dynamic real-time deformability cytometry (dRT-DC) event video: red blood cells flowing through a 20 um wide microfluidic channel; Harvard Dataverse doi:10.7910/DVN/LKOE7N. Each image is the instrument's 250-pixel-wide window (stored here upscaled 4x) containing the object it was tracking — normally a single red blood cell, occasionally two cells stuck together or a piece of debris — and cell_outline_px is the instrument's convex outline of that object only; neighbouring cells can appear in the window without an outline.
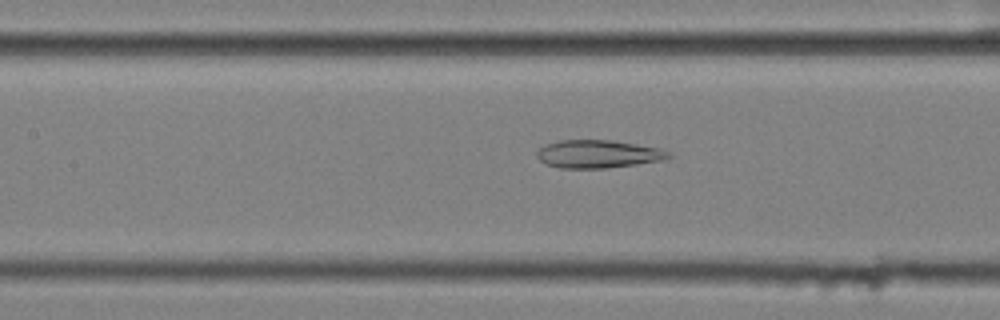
{"species": "common noctule bat (a hibernating species)", "species_latin": "Nyctalus noctula", "temperature_condition": "cold", "stored_images_in_passage": 57, "camera_frame_rate_fps": 3000, "um_per_image_px": 0.085, "animal": {"sex": "female", "body_mass_g": 25.1}, "frame": {"image": 1, "passage_image": 26, "time_ms": 8.333, "image_size_px": [1000, 320], "cell_outline_px": [[672, 156], [664, 160], [636, 164], [604, 168], [560, 168], [544, 164], [536, 156], [536, 152], [544, 144], [560, 140], [612, 140], [636, 144], [656, 148], [668, 152]], "centroid_in_image_um": [50.77, 13.09], "position_along_channel_um": 156.6, "area_um2": 21.39}}
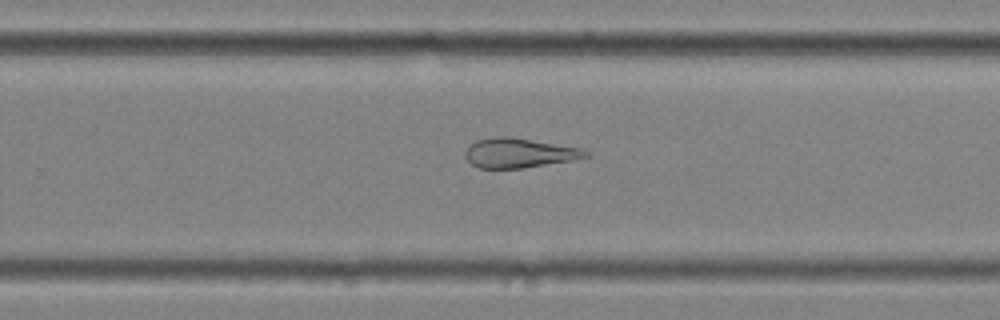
{"frame": {"image": 2, "passage_image": 37, "time_ms": 12.0, "image_size_px": [1000, 320], "cell_outline_px": [[592, 156], [572, 160], [524, 168], [480, 168], [472, 164], [464, 156], [464, 152], [468, 144], [476, 140], [496, 136], [508, 136], [580, 148], [592, 152]], "centroid_in_image_um": [44.12, 13.0], "position_along_channel_um": 285.7, "area_um2": 20.87}}
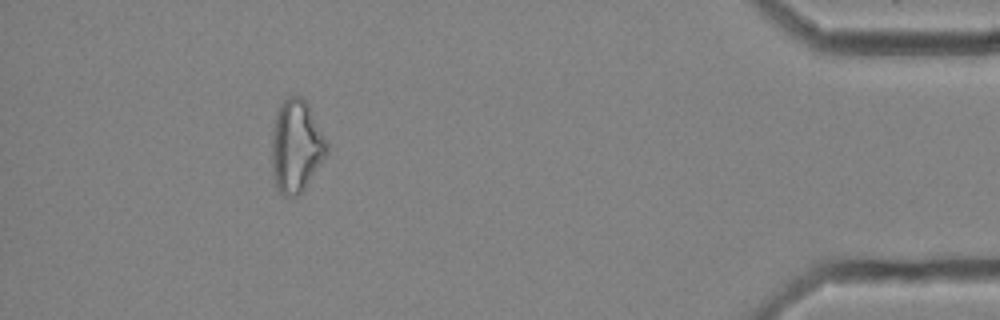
{"frame": {"image": 3, "passage_image": 52, "time_ms": 17.0, "image_size_px": [1000, 320], "cell_outline_px": [[328, 152], [304, 188], [296, 196], [284, 196], [276, 188], [272, 172], [272, 128], [276, 116], [284, 100], [288, 96], [300, 96], [308, 104], [328, 144]], "centroid_in_image_um": [25.16, 12.44], "position_along_channel_um": 410.0, "area_um2": 29.25}, "authors_computed_cell_mechanics": {"area_um2": 27.8596, "velocity_mm_per_s": 3.5317, "shape_relaxation_time_tau1_ms": null, "shape_relaxation_time_tau2_ms": 4.1074, "deformation_change_tau1": null, "deformation_change_tau2": 0.1499}}